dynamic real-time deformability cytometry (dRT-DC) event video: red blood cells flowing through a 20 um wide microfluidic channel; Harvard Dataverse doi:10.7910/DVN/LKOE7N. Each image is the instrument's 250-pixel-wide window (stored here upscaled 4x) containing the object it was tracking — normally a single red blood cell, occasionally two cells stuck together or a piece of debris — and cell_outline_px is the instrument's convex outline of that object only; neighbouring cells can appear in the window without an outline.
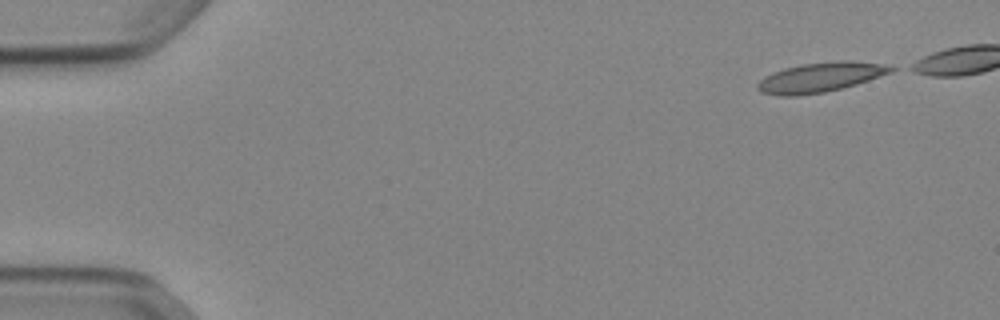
{"species": "Egyptian fruit bat (a non-hibernating species)", "species_latin": "Rousettus aegyptiacus", "temperature_condition": "cold", "stored_images_in_passage": 44, "camera_frame_rate_fps": 3000, "um_per_image_px": 0.085, "animal": {"sex": "female"}, "frame": {"image": 1, "passage_image": 1, "time_ms": 0.0, "image_size_px": [1000, 320], "cell_outline_px": [[900, 68], [892, 72], [856, 84], [824, 92], [796, 96], [780, 96], [760, 92], [756, 88], [756, 84], [764, 76], [772, 72], [784, 68], [800, 64], [840, 60], [852, 60], [892, 64]], "centroid_in_image_um": [69.78, 6.54], "position_along_channel_um": 15.2, "area_um2": 23.52}}
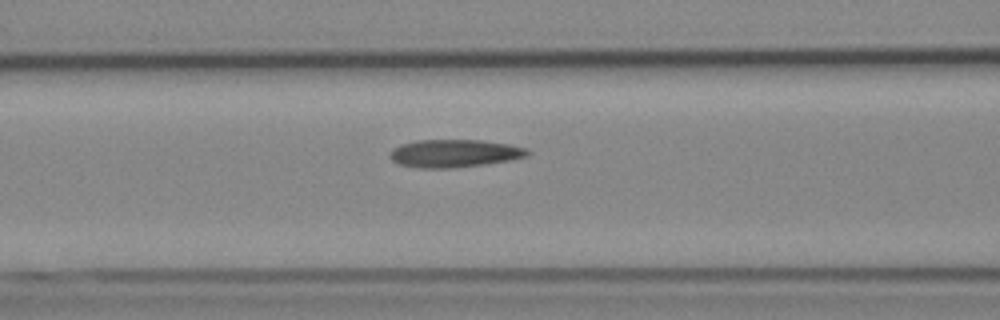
{"frame": {"image": 2, "passage_image": 19, "time_ms": 6.0, "image_size_px": [1000, 320], "cell_outline_px": [[532, 152], [528, 156], [508, 160], [484, 164], [452, 168], [420, 168], [400, 164], [392, 160], [388, 156], [392, 148], [400, 144], [416, 140], [480, 140], [508, 144], [528, 148]], "centroid_in_image_um": [38.61, 13.03], "position_along_channel_um": 128.0, "area_um2": 22.37}}
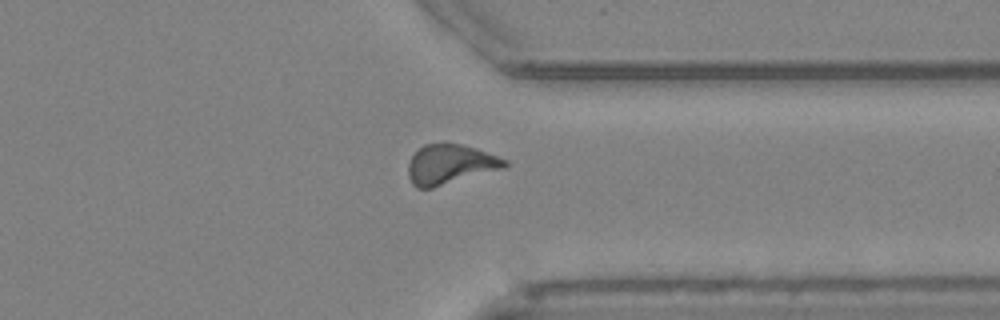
{"frame": {"image": 3, "passage_image": 38, "time_ms": 12.333, "image_size_px": [1000, 320], "cell_outline_px": [[508, 164], [504, 168], [432, 188], [416, 188], [412, 184], [408, 176], [408, 164], [412, 156], [424, 144], [444, 140], [476, 148], [508, 160]], "centroid_in_image_um": [38.24, 13.94], "position_along_channel_um": 373.2, "area_um2": 22.66}, "authors_computed_cell_mechanics": {"area_um2": 21.9351, "velocity_mm_per_s": 3.8906, "shape_relaxation_time_tau1_ms": null, "shape_relaxation_time_tau2_ms": 2.2995, "deformation_change_tau1": null, "deformation_change_tau2": 0.103}}